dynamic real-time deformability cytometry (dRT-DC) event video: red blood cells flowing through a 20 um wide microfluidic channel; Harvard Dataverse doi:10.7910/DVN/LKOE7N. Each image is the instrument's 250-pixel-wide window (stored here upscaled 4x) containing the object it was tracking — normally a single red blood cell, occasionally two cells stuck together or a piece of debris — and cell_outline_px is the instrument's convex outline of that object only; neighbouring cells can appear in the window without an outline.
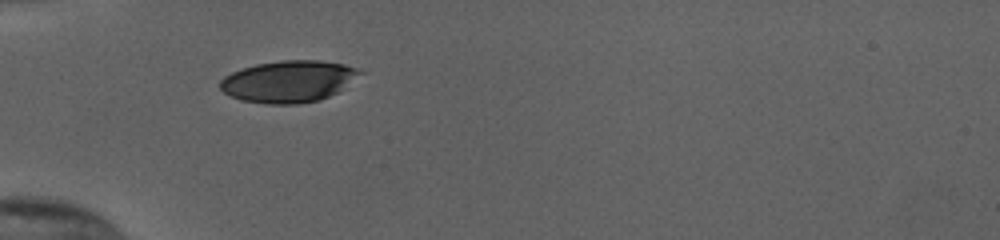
{"species": "human", "species_latin": "Homo sapiens", "temperature_condition": "cold", "stored_images_in_passage": 29, "camera_frame_rate_fps": 3000, "um_per_image_px": 0.085, "donor": {"sex": "female"}, "frame": {"image": 1, "passage_image": 1, "time_ms": 0.0, "image_size_px": [1000, 240], "cell_outline_px": [[368, 72], [340, 92], [320, 100], [296, 104], [268, 104], [244, 100], [232, 96], [224, 92], [220, 88], [220, 80], [224, 76], [232, 72], [256, 64], [280, 60], [320, 60], [344, 64]], "centroid_in_image_um": [24.63, 6.91], "position_along_channel_um": 60.4, "area_um2": 34.45}}
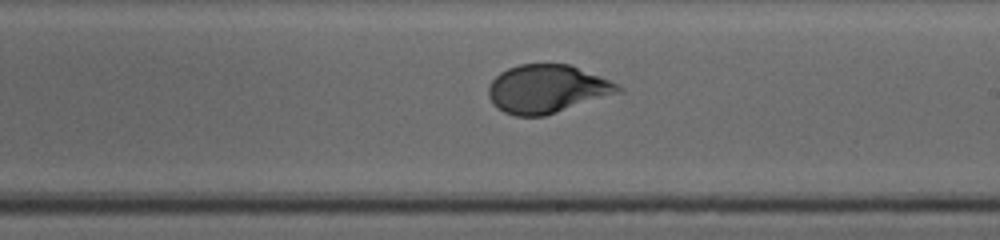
{"frame": {"image": 2, "passage_image": 16, "time_ms": 5.0, "image_size_px": [1000, 240], "cell_outline_px": [[624, 92], [544, 116], [516, 116], [504, 112], [496, 108], [488, 96], [488, 88], [492, 80], [500, 72], [508, 68], [520, 64], [572, 64], [608, 80], [624, 88]], "centroid_in_image_um": [46.51, 7.56], "position_along_channel_um": 242.5, "area_um2": 36.65}}
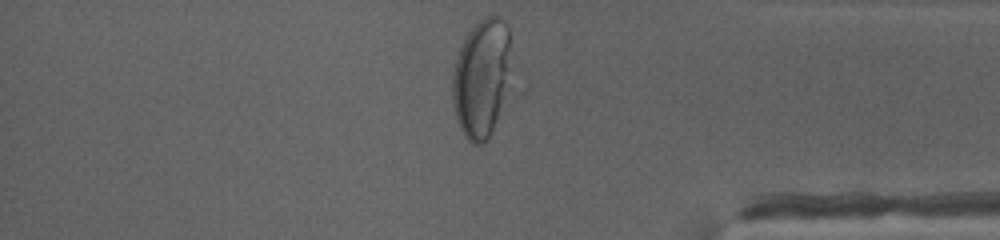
{"frame": {"image": 3, "passage_image": 29, "time_ms": 9.333, "image_size_px": [1000, 240], "cell_outline_px": [[508, 92], [488, 140], [484, 144], [472, 144], [464, 136], [460, 128], [452, 104], [452, 72], [460, 48], [468, 32], [484, 16], [500, 16], [504, 20], [508, 28]], "centroid_in_image_um": [40.9, 6.68], "position_along_channel_um": 394.3, "area_um2": 40.34}, "authors_computed_cell_mechanics": {"area_um2": 36.6452, "velocity_mm_per_s": 3.827, "shape_relaxation_time_tau1_ms": 4.4209, "shape_relaxation_time_tau2_ms": null, "deformation_change_tau1": 0.19, "deformation_change_tau2": null}}